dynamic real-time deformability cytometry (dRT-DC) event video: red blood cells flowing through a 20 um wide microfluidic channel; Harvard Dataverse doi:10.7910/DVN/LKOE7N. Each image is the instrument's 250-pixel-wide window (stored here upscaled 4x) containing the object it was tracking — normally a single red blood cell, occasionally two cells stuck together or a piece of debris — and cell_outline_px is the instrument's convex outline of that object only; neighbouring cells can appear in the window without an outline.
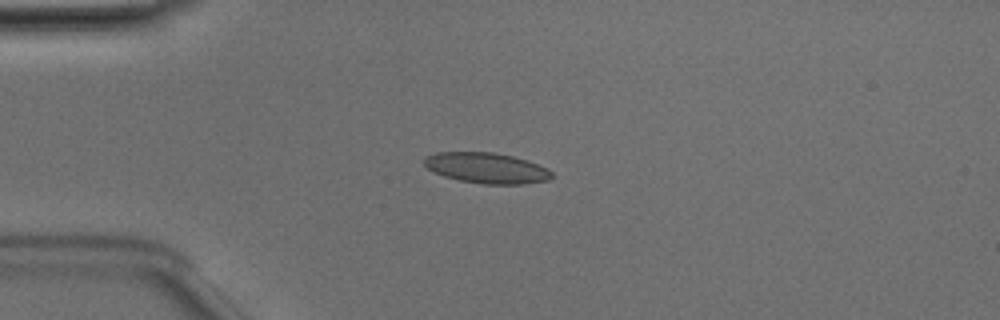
{"species": "Egyptian fruit bat (a non-hibernating species)", "species_latin": "Rousettus aegyptiacus", "temperature_condition": "room temperature", "stored_images_in_passage": 4, "camera_frame_rate_fps": 3000, "um_per_image_px": 0.085, "animal": {"sex": "male"}, "frame": {"image": 1, "passage_image": 3, "time_ms": 0.667, "image_size_px": [1000, 320], "cell_outline_px": [[552, 176], [548, 180], [524, 184], [484, 184], [460, 180], [444, 176], [428, 168], [424, 164], [424, 156], [436, 152], [492, 152], [512, 156], [528, 160], [548, 168], [552, 172]], "centroid_in_image_um": [41.37, 14.27], "position_along_channel_um": 43.6, "area_um2": 22.72}}